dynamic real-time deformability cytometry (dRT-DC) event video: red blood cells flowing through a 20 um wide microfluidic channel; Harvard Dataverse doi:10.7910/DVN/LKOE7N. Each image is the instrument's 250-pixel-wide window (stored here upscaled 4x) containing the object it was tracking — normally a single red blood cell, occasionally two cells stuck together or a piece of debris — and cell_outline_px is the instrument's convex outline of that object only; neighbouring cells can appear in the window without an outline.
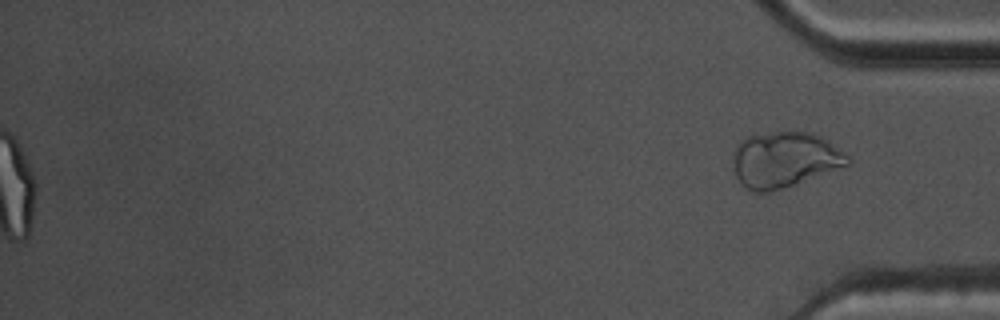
{"species": "common noctule bat (a hibernating species)", "species_latin": "Nyctalus noctula", "temperature_condition": "warm", "stored_images_in_passage": 39, "segment_of_instrument_passage": [2, 2], "camera_frame_rate_fps": 3000, "um_per_image_px": 0.085, "animal": {"sex": "male", "body_mass_g": 17.5, "forearm_length_mm": 52.3}, "frame": {"image": 1, "passage_image": 39, "time_ms": 12.667, "image_size_px": [1000, 320], "cell_outline_px": [[852, 160], [848, 164], [772, 192], [752, 192], [736, 176], [732, 160], [732, 152], [736, 144], [740, 140], [748, 136], [776, 132], [812, 132], [828, 140], [844, 152]], "centroid_in_image_um": [66.65, 13.55], "position_along_channel_um": 368.6, "area_um2": 36.88}}